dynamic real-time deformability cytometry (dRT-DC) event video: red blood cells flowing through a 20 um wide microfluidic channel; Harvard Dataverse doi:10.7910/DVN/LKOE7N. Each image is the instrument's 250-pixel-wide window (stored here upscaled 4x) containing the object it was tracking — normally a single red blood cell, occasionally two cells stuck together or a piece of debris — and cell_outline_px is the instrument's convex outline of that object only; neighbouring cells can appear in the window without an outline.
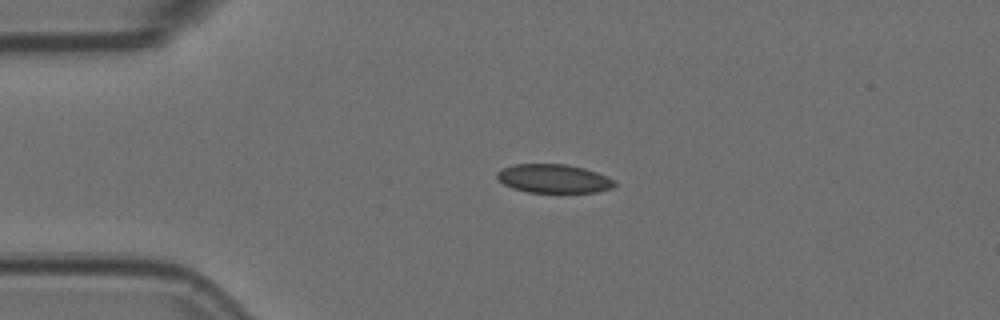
{"species": "Egyptian fruit bat (a non-hibernating species)", "species_latin": "Rousettus aegyptiacus", "temperature_condition": "room temperature", "stored_images_in_passage": 3, "camera_frame_rate_fps": 3000, "um_per_image_px": 0.085, "animal": {"sex": "female"}, "frame": {"image": 1, "passage_image": 3, "time_ms": 0.667, "image_size_px": [1000, 320], "cell_outline_px": [[616, 184], [612, 188], [600, 192], [528, 192], [512, 188], [504, 184], [496, 176], [496, 172], [512, 164], [568, 164], [584, 168], [596, 172], [616, 180]], "centroid_in_image_um": [47.08, 15.18], "position_along_channel_um": 37.9, "area_um2": 19.71}}